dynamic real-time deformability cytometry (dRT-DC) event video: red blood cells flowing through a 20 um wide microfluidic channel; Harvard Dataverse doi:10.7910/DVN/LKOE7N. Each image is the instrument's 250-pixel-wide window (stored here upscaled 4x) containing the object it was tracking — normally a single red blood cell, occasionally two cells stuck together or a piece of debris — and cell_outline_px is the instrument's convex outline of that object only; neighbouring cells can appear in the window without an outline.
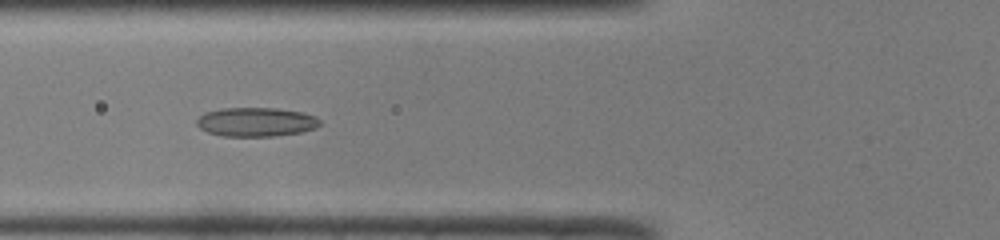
{"species": "common noctule bat (a hibernating species)", "species_latin": "Nyctalus noctula", "temperature_condition": "room temperature", "stored_images_in_passage": 44, "camera_frame_rate_fps": 3000, "um_per_image_px": 0.085, "animal": {"sex": "male", "body_mass_g": 19.0, "forearm_length_mm": 50.8}, "frame": {"image": 1, "passage_image": 13, "time_ms": 4.0, "image_size_px": [1000, 240], "cell_outline_px": [[320, 124], [316, 128], [300, 132], [276, 136], [220, 136], [208, 132], [200, 128], [196, 124], [196, 120], [204, 112], [220, 108], [276, 108], [304, 112], [316, 116], [320, 120]], "centroid_in_image_um": [21.76, 10.36], "position_along_channel_um": 104.0, "area_um2": 21.04}}
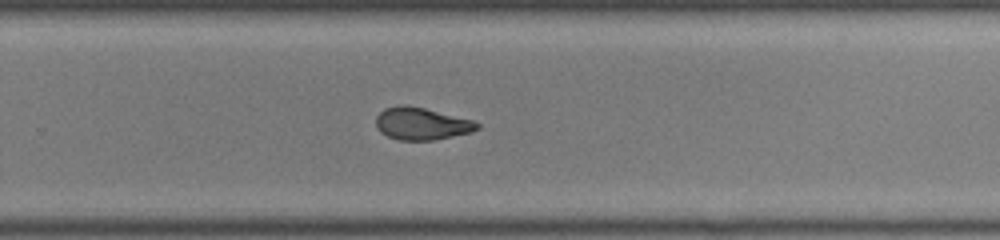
{"frame": {"image": 2, "passage_image": 27, "time_ms": 8.667, "image_size_px": [1000, 240], "cell_outline_px": [[480, 128], [472, 132], [436, 140], [396, 140], [380, 132], [376, 128], [376, 116], [384, 108], [400, 104], [404, 104], [424, 108], [472, 120], [480, 124]], "centroid_in_image_um": [35.81, 10.52], "position_along_channel_um": 294.0, "area_um2": 19.19}}
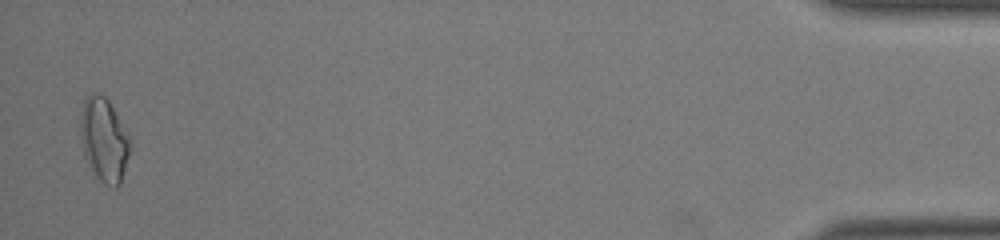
{"frame": {"image": 3, "passage_image": 43, "time_ms": 14.0, "image_size_px": [1000, 240], "cell_outline_px": [[128, 156], [120, 184], [116, 188], [112, 188], [104, 184], [96, 176], [84, 152], [80, 128], [80, 120], [84, 100], [88, 96], [104, 96], [108, 100], [128, 136]], "centroid_in_image_um": [8.83, 11.93], "position_along_channel_um": 426.4, "area_um2": 23.06}, "authors_computed_cell_mechanics": {"area_um2": 20.2878, "velocity_mm_per_s": 4.0874, "shape_relaxation_time_tau1_ms": null, "shape_relaxation_time_tau2_ms": 2.049, "deformation_change_tau1": null, "deformation_change_tau2": 0.0832}}